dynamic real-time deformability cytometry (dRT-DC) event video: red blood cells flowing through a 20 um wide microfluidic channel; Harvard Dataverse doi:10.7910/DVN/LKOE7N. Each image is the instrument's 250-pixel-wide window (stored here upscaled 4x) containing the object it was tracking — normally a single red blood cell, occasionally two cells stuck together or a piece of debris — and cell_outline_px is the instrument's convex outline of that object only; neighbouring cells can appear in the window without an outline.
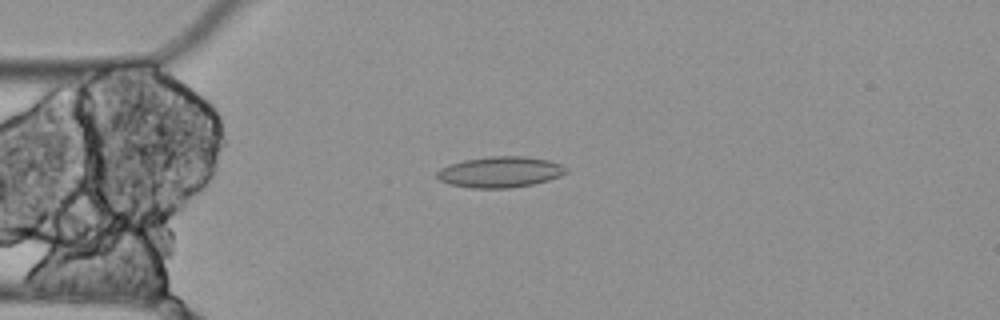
{"species": "Egyptian fruit bat (a non-hibernating species)", "species_latin": "Rousettus aegyptiacus", "temperature_condition": "cold", "stored_images_in_passage": 6, "camera_frame_rate_fps": 3000, "um_per_image_px": 0.085, "animal": {"sex": "female"}, "frame": {"image": 1, "passage_image": 4, "time_ms": 1.0, "image_size_px": [1000, 320], "cell_outline_px": [[568, 172], [560, 176], [548, 180], [532, 184], [508, 188], [472, 188], [448, 184], [440, 180], [436, 176], [436, 172], [440, 168], [448, 164], [464, 160], [492, 156], [524, 156], [548, 160], [560, 164], [568, 168]], "centroid_in_image_um": [42.49, 14.62], "position_along_channel_um": 42.5, "area_um2": 23.29}}
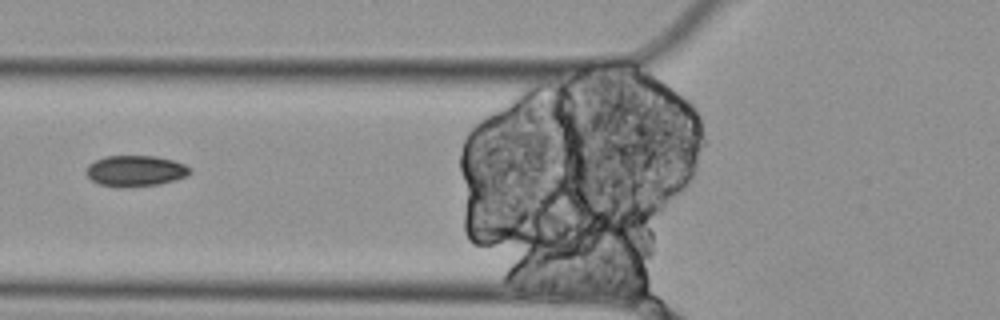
{"frame": {"image": 2, "passage_image": 6, "time_ms": 1.667, "image_size_px": [1000, 320], "cell_outline_px": [[192, 172], [188, 176], [176, 180], [160, 184], [124, 188], [116, 188], [100, 184], [92, 180], [84, 172], [88, 164], [104, 156], [156, 156], [172, 160], [184, 164], [192, 168]], "centroid_in_image_um": [11.52, 14.54], "position_along_channel_um": 114.3, "area_um2": 19.07}}